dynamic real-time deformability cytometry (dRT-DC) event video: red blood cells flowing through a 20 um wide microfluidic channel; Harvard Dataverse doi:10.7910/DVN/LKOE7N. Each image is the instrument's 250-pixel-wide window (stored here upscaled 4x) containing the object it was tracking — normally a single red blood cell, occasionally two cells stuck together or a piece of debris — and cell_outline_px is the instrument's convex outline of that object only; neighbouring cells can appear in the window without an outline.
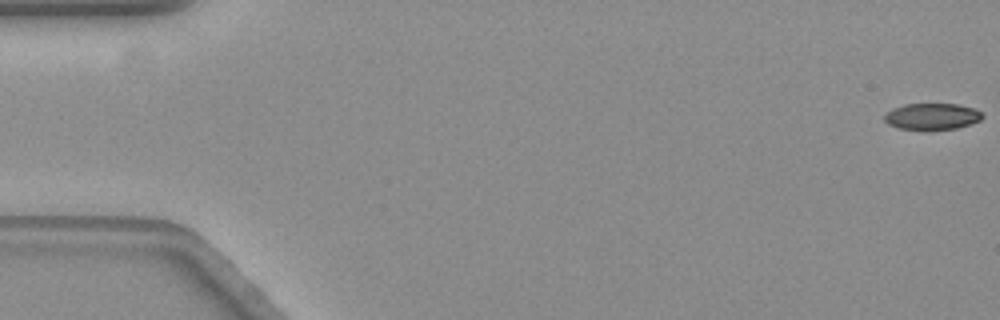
{"species": "common noctule bat (a hibernating species)", "species_latin": "Nyctalus noctula", "temperature_condition": "warm", "stored_images_in_passage": 59, "camera_frame_rate_fps": 3000, "um_per_image_px": 0.085, "animal": {"sex": "female", "body_mass_g": 19.3, "forearm_length_mm": 54.1}, "frame": {"image": 1, "passage_image": 1, "time_ms": 0.0, "image_size_px": [1000, 320], "cell_outline_px": [[984, 116], [980, 120], [972, 124], [956, 128], [928, 132], [924, 132], [900, 128], [888, 124], [884, 120], [884, 116], [892, 108], [904, 104], [956, 104], [972, 108], [980, 112]], "centroid_in_image_um": [79.2, 9.93], "position_along_channel_um": 5.8, "area_um2": 15.49}}
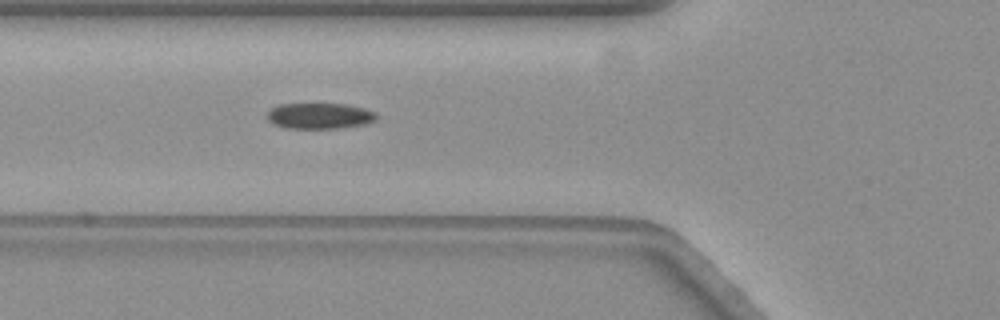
{"frame": {"image": 2, "passage_image": 22, "time_ms": 7.0, "image_size_px": [1000, 320], "cell_outline_px": [[376, 120], [368, 124], [340, 128], [284, 128], [272, 124], [268, 120], [268, 112], [272, 108], [280, 104], [348, 104], [364, 108], [376, 112]], "centroid_in_image_um": [27.19, 9.86], "position_along_channel_um": 98.6, "area_um2": 16.59}}
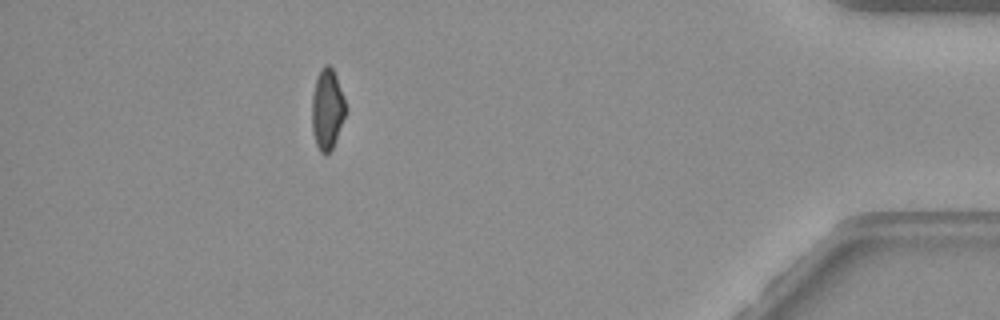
{"frame": {"image": 3, "passage_image": 53, "time_ms": 17.333, "image_size_px": [1000, 320], "cell_outline_px": [[344, 116], [336, 140], [332, 148], [324, 156], [320, 152], [316, 144], [312, 132], [312, 96], [316, 76], [320, 68], [324, 64], [328, 64], [332, 68], [336, 76], [344, 96]], "centroid_in_image_um": [27.78, 9.27], "position_along_channel_um": 407.4, "area_um2": 15.78}, "authors_computed_cell_mechanics": {"area_um2": 16.5886, "velocity_mm_per_s": 3.5275, "shape_relaxation_time_tau1_ms": null, "shape_relaxation_time_tau2_ms": 3.6866, "deformation_change_tau1": null, "deformation_change_tau2": 0.1055}}